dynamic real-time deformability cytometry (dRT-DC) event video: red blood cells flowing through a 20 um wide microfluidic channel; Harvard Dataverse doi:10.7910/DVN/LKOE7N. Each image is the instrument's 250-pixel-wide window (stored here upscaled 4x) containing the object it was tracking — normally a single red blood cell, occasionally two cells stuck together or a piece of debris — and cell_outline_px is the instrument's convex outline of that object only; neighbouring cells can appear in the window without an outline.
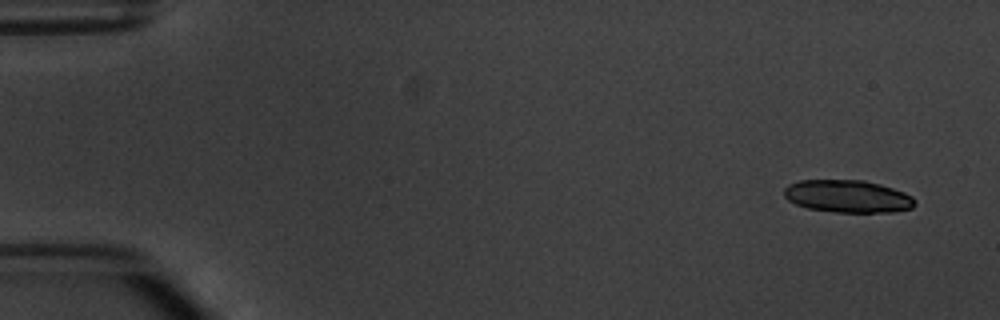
{"species": "common noctule bat (a hibernating species)", "species_latin": "Nyctalus noctula", "temperature_condition": "warm", "stored_images_in_passage": 9, "camera_frame_rate_fps": 3000, "um_per_image_px": 0.085, "animal": {"sex": "male", "body_mass_g": 20.1, "forearm_length_mm": 53.5}, "frame": {"image": 1, "passage_image": 1, "time_ms": 0.0, "image_size_px": [1000, 320], "cell_outline_px": [[916, 204], [912, 208], [892, 212], [836, 212], [808, 208], [796, 204], [788, 200], [784, 196], [784, 188], [788, 184], [800, 180], [864, 180], [880, 184], [904, 192], [912, 196], [916, 200]], "centroid_in_image_um": [72.06, 16.68], "position_along_channel_um": 12.9, "area_um2": 24.85}}
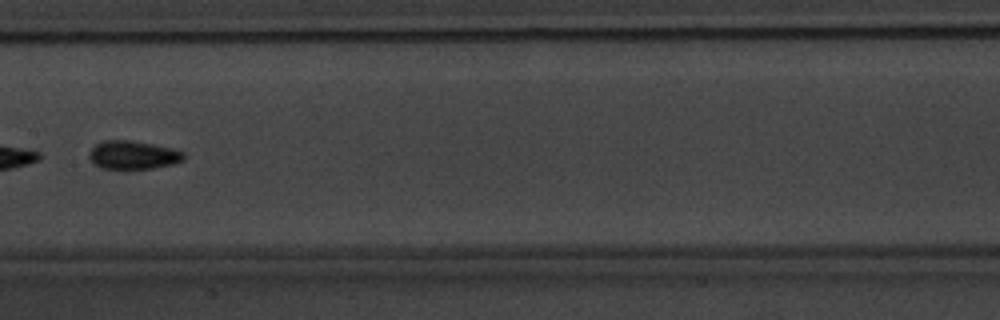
{"frame": {"image": 2, "passage_image": 8, "time_ms": 8.333, "image_size_px": [1000, 320], "cell_outline_px": [[184, 160], [172, 164], [152, 168], [100, 168], [88, 156], [88, 152], [96, 144], [104, 140], [132, 140], [172, 148], [184, 152]], "centroid_in_image_um": [11.31, 13.16], "position_along_channel_um": 196.1, "area_um2": 15.49}}
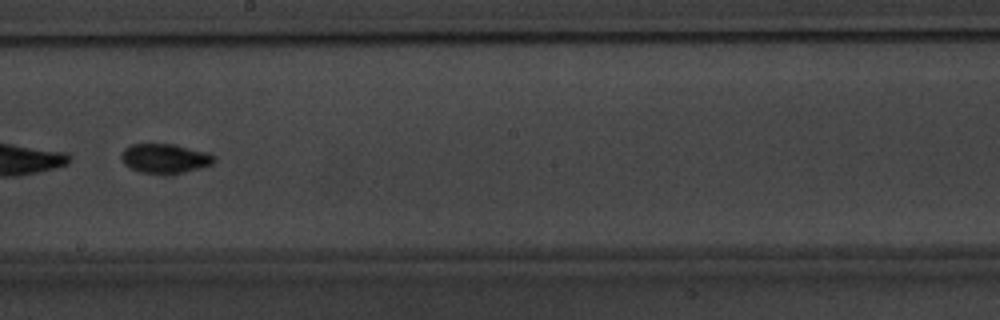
{"frame": {"image": 3, "passage_image": 9, "time_ms": 9.333, "image_size_px": [1000, 320], "cell_outline_px": [[216, 160], [212, 164], [204, 168], [184, 172], [140, 172], [124, 164], [120, 156], [120, 152], [124, 148], [132, 144], [172, 144], [212, 152], [216, 156]], "centroid_in_image_um": [14.08, 13.44], "position_along_channel_um": 234.1, "area_um2": 15.95}}